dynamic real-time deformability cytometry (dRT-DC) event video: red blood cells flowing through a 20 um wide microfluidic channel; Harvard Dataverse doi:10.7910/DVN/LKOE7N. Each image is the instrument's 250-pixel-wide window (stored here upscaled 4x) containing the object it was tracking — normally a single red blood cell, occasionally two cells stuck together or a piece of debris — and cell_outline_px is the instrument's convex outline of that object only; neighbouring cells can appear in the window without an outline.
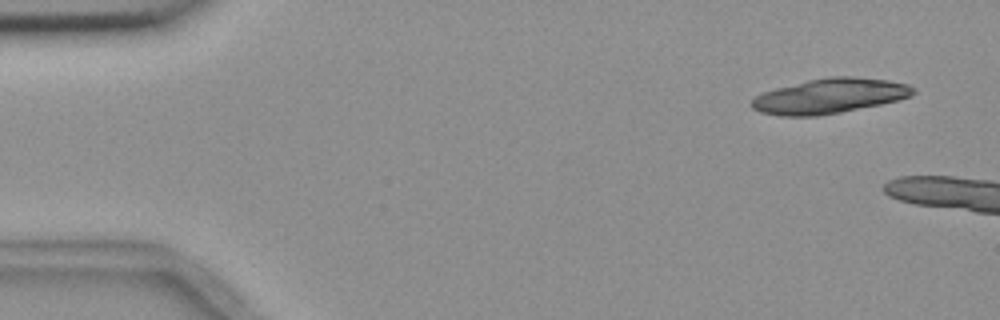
{"species": "common noctule bat (a hibernating species)", "species_latin": "Nyctalus noctula", "temperature_condition": "room temperature", "stored_images_in_passage": 3, "camera_frame_rate_fps": 3000, "um_per_image_px": 0.085, "animal": {"sex": "female", "body_mass_g": 18.4}, "frame": {"image": 1, "passage_image": 1, "time_ms": 0.0, "image_size_px": [1000, 320], "cell_outline_px": [[916, 92], [912, 96], [880, 104], [840, 112], [816, 116], [780, 116], [760, 112], [752, 108], [752, 100], [756, 96], [764, 92], [776, 88], [808, 80], [828, 76], [852, 76], [888, 80], [908, 84], [916, 88]], "centroid_in_image_um": [70.54, 8.15], "position_along_channel_um": 14.5, "area_um2": 32.77}}